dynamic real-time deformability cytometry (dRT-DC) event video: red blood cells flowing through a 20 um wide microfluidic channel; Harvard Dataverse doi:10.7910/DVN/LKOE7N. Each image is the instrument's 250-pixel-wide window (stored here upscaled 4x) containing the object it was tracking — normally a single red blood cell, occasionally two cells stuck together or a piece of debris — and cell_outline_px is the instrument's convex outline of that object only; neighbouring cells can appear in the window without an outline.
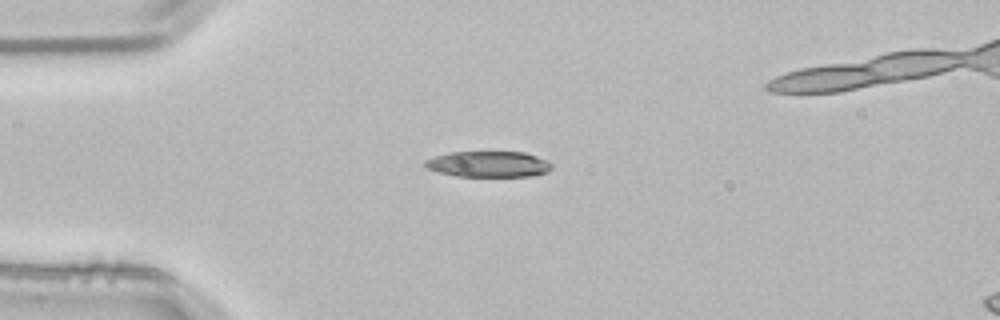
{"species": "common noctule bat (a hibernating species)", "species_latin": "Nyctalus noctula", "temperature_condition": "room temperature", "stored_images_in_passage": 4, "camera_frame_rate_fps": 3000, "um_per_image_px": 0.085, "animal": {"sex": "male", "body_mass_g": 21.5, "forearm_length_mm": 52.0}, "frame": {"image": 1, "passage_image": 4, "time_ms": 1.0, "image_size_px": [1000, 320], "cell_outline_px": [[552, 168], [548, 172], [532, 176], [456, 176], [436, 172], [428, 168], [424, 164], [424, 160], [448, 152], [524, 152], [536, 156], [552, 164]], "centroid_in_image_um": [41.5, 13.95], "position_along_channel_um": 43.5, "area_um2": 19.07}}